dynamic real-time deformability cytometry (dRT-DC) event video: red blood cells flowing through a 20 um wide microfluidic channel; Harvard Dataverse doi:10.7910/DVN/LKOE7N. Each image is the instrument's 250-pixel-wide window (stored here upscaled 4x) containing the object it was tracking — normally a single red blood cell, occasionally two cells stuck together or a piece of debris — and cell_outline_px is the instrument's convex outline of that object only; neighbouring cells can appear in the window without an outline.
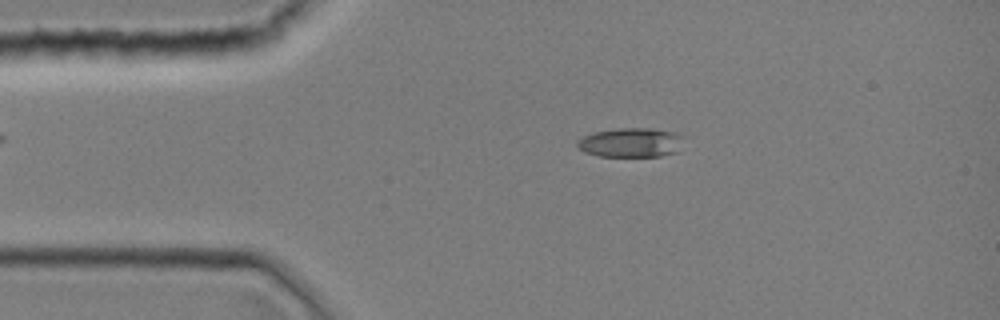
{"species": "common noctule bat (a hibernating species)", "species_latin": "Nyctalus noctula", "temperature_condition": "room temperature", "stored_images_in_passage": 42, "camera_frame_rate_fps": 3000, "um_per_image_px": 0.085, "animal": {"sex": "female", "body_mass_g": 19.0, "forearm_length_mm": 51.5}, "frame": {"image": 1, "passage_image": 7, "time_ms": 2.0, "image_size_px": [1000, 320], "cell_outline_px": [[684, 136], [676, 152], [660, 156], [600, 156], [584, 152], [576, 144], [576, 140], [584, 136], [596, 132], [616, 128], [652, 128], [676, 132]], "centroid_in_image_um": [53.62, 12.1], "position_along_channel_um": 31.4, "area_um2": 18.15}}
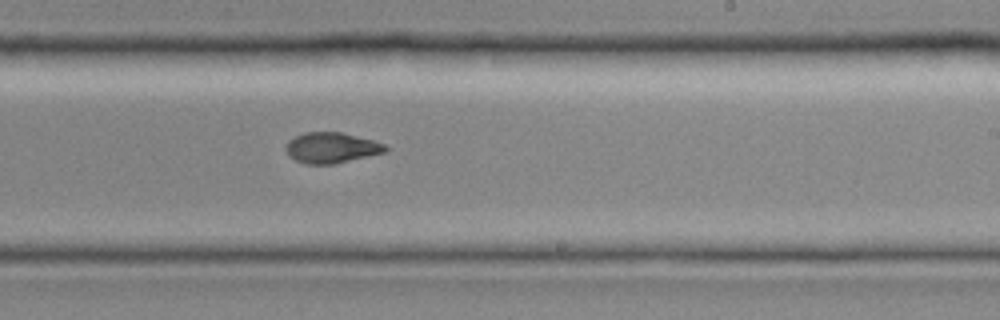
{"frame": {"image": 2, "passage_image": 25, "time_ms": 8.0, "image_size_px": [1000, 320], "cell_outline_px": [[388, 148], [384, 152], [368, 156], [332, 164], [304, 164], [288, 156], [284, 148], [288, 140], [304, 132], [340, 132], [372, 140], [384, 144]], "centroid_in_image_um": [28.11, 12.56], "position_along_channel_um": 260.9, "area_um2": 17.63}}
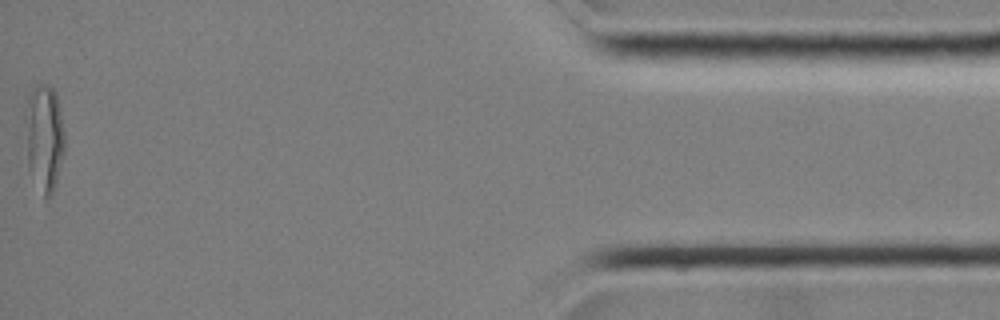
{"frame": {"image": 3, "passage_image": 42, "time_ms": 13.667, "image_size_px": [1000, 320], "cell_outline_px": [[64, 152], [56, 184], [52, 196], [44, 196], [28, 168], [28, 92], [36, 84], [48, 84], [56, 92], [64, 132]], "centroid_in_image_um": [3.81, 11.68], "position_along_channel_um": 431.4, "area_um2": 23.64}}